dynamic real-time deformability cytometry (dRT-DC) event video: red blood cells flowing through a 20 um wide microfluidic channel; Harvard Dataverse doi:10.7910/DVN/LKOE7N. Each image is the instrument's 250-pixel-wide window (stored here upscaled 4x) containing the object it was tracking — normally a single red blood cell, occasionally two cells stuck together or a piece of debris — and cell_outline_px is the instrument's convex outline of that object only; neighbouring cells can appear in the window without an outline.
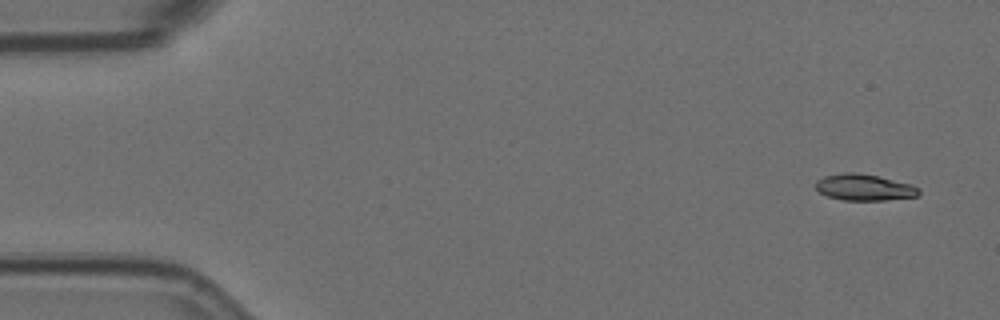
{"species": "Egyptian fruit bat (a non-hibernating species)", "species_latin": "Rousettus aegyptiacus", "temperature_condition": "room temperature", "stored_images_in_passage": 3, "camera_frame_rate_fps": 3000, "um_per_image_px": 0.085, "animal": {"sex": "female"}, "frame": {"image": 1, "passage_image": 1, "time_ms": 0.0, "image_size_px": [1000, 320], "cell_outline_px": [[920, 192], [916, 196], [884, 200], [840, 200], [828, 196], [820, 192], [816, 188], [816, 180], [824, 176], [844, 172], [856, 172], [876, 176], [912, 184], [920, 188]], "centroid_in_image_um": [73.45, 15.92], "position_along_channel_um": 11.6, "area_um2": 15.78}}
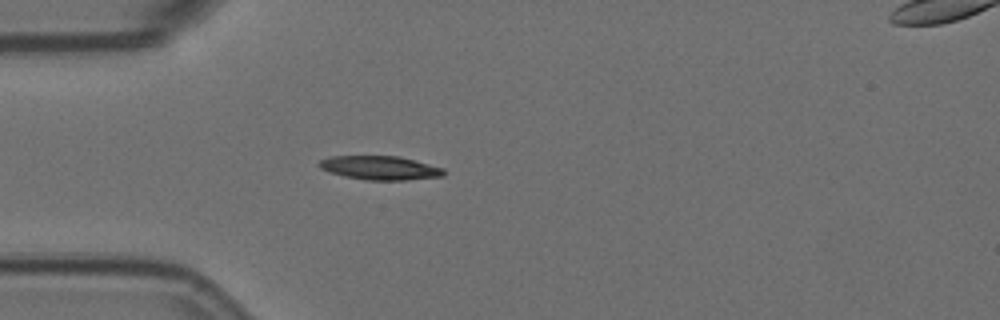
{"frame": {"image": 2, "passage_image": 3, "time_ms": 0.667, "image_size_px": [1000, 320], "cell_outline_px": [[444, 176], [404, 180], [364, 180], [344, 176], [328, 172], [320, 168], [316, 164], [320, 160], [332, 156], [400, 156], [444, 168]], "centroid_in_image_um": [32.27, 14.27], "position_along_channel_um": 52.7, "area_um2": 17.4}}